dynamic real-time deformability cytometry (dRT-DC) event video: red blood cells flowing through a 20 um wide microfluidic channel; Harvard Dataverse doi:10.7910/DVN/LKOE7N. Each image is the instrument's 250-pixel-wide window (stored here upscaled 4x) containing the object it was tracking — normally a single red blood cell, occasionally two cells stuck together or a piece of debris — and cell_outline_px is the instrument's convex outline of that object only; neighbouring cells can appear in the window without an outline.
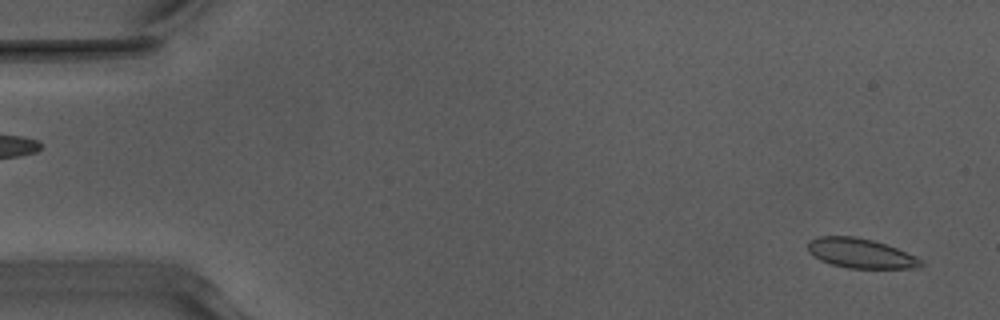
{"species": "Egyptian fruit bat (a non-hibernating species)", "species_latin": "Rousettus aegyptiacus", "temperature_condition": "warm", "stored_images_in_passage": 16, "camera_frame_rate_fps": 3000, "um_per_image_px": 0.085, "animal": {"sex": "male"}, "frame": {"image": 1, "passage_image": 2, "time_ms": 0.333, "image_size_px": [1000, 320], "cell_outline_px": [[924, 264], [920, 268], [848, 268], [832, 264], [820, 260], [808, 252], [808, 240], [816, 236], [852, 236], [872, 240], [896, 248], [916, 256]], "centroid_in_image_um": [73.12, 21.53], "position_along_channel_um": 11.9, "area_um2": 19.48}}